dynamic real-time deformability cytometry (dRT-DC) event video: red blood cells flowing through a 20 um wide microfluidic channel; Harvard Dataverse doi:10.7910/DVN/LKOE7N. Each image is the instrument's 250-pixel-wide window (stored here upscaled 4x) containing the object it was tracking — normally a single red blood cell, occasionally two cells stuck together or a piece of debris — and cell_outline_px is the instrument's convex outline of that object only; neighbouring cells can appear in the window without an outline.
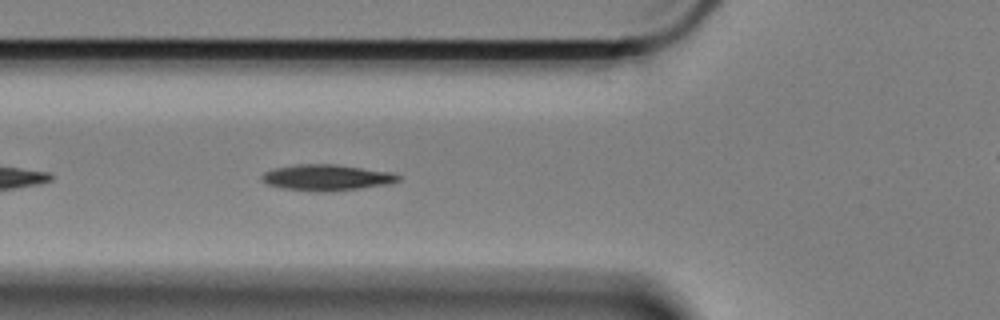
{"species": "Egyptian fruit bat (a non-hibernating species)", "species_latin": "Rousettus aegyptiacus", "temperature_condition": "cold", "stored_images_in_passage": 13, "camera_frame_rate_fps": 3000, "um_per_image_px": 0.085, "animal": {"sex": "female"}, "frame": {"image": 1, "passage_image": 6, "time_ms": 1.667, "image_size_px": [1000, 320], "cell_outline_px": [[400, 180], [388, 184], [332, 192], [316, 192], [280, 188], [268, 184], [260, 180], [260, 176], [264, 172], [272, 168], [296, 164], [336, 164], [392, 172], [400, 176]], "centroid_in_image_um": [27.72, 15.09], "position_along_channel_um": 98.1, "area_um2": 21.04}}
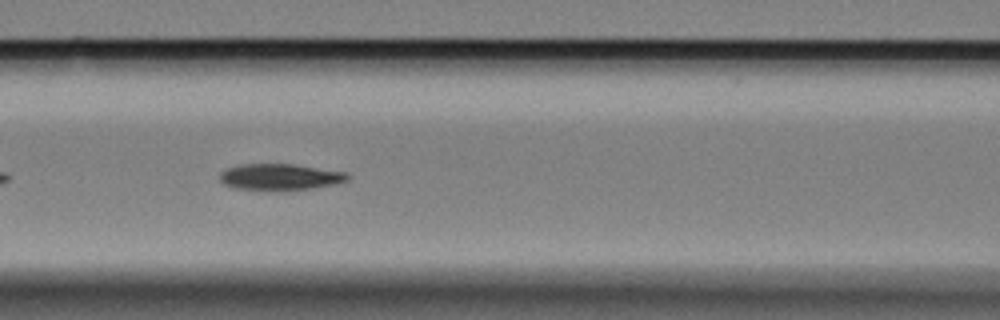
{"frame": {"image": 2, "passage_image": 10, "time_ms": 3.0, "image_size_px": [1000, 320], "cell_outline_px": [[352, 176], [348, 180], [336, 184], [316, 188], [284, 192], [236, 188], [224, 184], [220, 180], [220, 172], [224, 168], [240, 164], [296, 164], [348, 172]], "centroid_in_image_um": [23.85, 15.05], "position_along_channel_um": 142.7, "area_um2": 20.4}}